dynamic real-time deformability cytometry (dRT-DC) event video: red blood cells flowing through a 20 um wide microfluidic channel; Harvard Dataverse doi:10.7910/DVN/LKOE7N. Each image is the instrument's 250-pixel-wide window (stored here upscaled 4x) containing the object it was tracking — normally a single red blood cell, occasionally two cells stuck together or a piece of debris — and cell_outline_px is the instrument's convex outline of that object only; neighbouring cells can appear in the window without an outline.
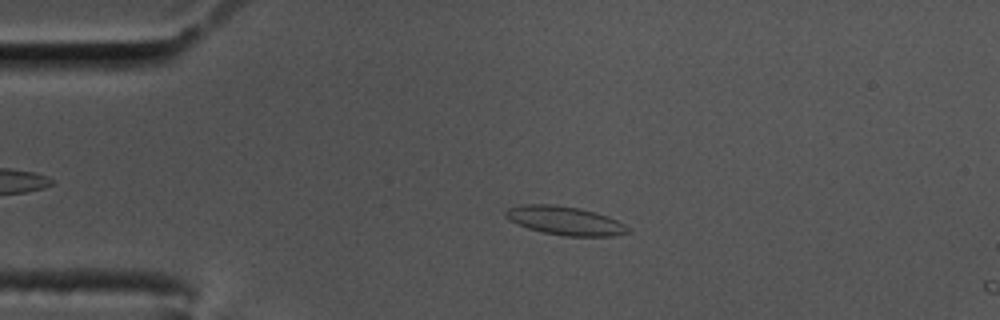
{"species": "common noctule bat (a hibernating species)", "species_latin": "Nyctalus noctula", "temperature_condition": "cold", "stored_images_in_passage": 10, "camera_frame_rate_fps": 3000, "um_per_image_px": 0.085, "animal": {"sex": "male", "body_mass_g": 17.5, "forearm_length_mm": 52.3}, "frame": {"image": 1, "passage_image": 9, "time_ms": 2.667, "image_size_px": [1000, 320], "cell_outline_px": [[632, 232], [612, 236], [564, 236], [544, 232], [528, 228], [516, 224], [508, 220], [504, 216], [504, 212], [508, 208], [520, 204], [552, 204], [580, 208], [596, 212], [608, 216], [632, 228]], "centroid_in_image_um": [48.02, 18.75], "position_along_channel_um": 37.0, "area_um2": 20.69}}